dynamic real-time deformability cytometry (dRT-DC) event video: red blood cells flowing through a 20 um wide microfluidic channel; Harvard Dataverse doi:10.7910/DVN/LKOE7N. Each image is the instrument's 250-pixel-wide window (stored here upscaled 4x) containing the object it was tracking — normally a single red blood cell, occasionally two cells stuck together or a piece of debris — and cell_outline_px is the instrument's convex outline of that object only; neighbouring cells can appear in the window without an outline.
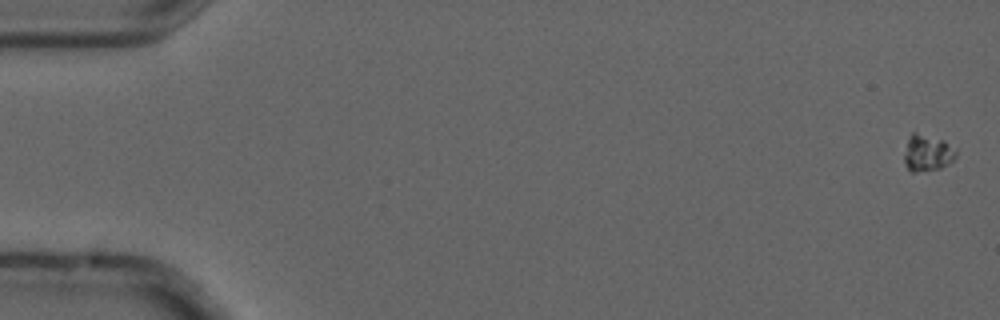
{"species": "common noctule bat (a hibernating species)", "species_latin": "Nyctalus noctula", "temperature_condition": "cold", "stored_images_in_passage": 5, "camera_frame_rate_fps": 3000, "um_per_image_px": 0.085, "animal": {"sex": "male", "forearm_length_mm": 52.5}, "frame": {"image": 1, "passage_image": 1, "time_ms": 0.0, "image_size_px": [1000, 320], "cell_outline_px": [[956, 156], [948, 164], [940, 168], [916, 172], [912, 172], [904, 164], [904, 156], [908, 140], [912, 132], [916, 132], [944, 140], [956, 148]], "centroid_in_image_um": [78.84, 13.0], "position_along_channel_um": 6.2, "area_um2": 10.98}}
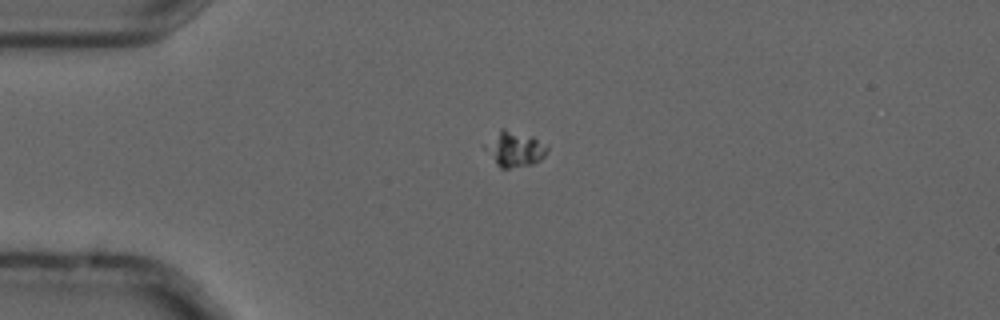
{"frame": {"image": 2, "passage_image": 4, "time_ms": 1.0, "image_size_px": [1000, 320], "cell_outline_px": [[548, 148], [544, 156], [540, 160], [532, 164], [508, 168], [500, 168], [496, 164], [484, 148], [484, 144], [500, 128], [504, 128], [532, 136], [548, 144]], "centroid_in_image_um": [43.75, 12.65], "position_along_channel_um": 41.3, "area_um2": 12.83}}